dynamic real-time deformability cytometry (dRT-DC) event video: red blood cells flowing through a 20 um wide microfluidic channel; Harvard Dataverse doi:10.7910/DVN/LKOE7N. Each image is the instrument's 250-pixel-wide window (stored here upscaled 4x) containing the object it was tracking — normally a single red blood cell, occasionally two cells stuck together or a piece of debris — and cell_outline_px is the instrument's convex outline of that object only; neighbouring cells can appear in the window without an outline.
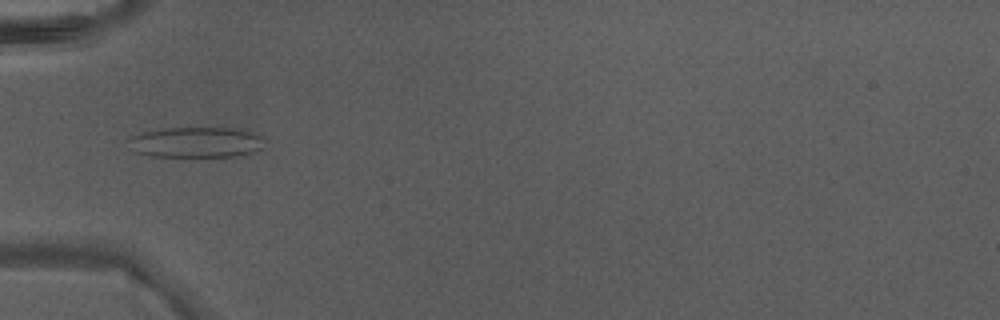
{"species": "Egyptian fruit bat (a non-hibernating species)", "species_latin": "Rousettus aegyptiacus", "temperature_condition": "warm", "stored_images_in_passage": 5, "camera_frame_rate_fps": 3000, "um_per_image_px": 0.085, "animal": {"sex": "male"}, "frame": {"image": 1, "passage_image": 5, "time_ms": 1.333, "image_size_px": [1000, 320], "cell_outline_px": [[268, 148], [248, 156], [152, 156], [136, 152], [132, 140], [132, 136], [144, 132], [164, 128], [244, 128], [264, 136]], "centroid_in_image_um": [16.95, 12.09], "position_along_channel_um": 68.1, "area_um2": 24.62}}